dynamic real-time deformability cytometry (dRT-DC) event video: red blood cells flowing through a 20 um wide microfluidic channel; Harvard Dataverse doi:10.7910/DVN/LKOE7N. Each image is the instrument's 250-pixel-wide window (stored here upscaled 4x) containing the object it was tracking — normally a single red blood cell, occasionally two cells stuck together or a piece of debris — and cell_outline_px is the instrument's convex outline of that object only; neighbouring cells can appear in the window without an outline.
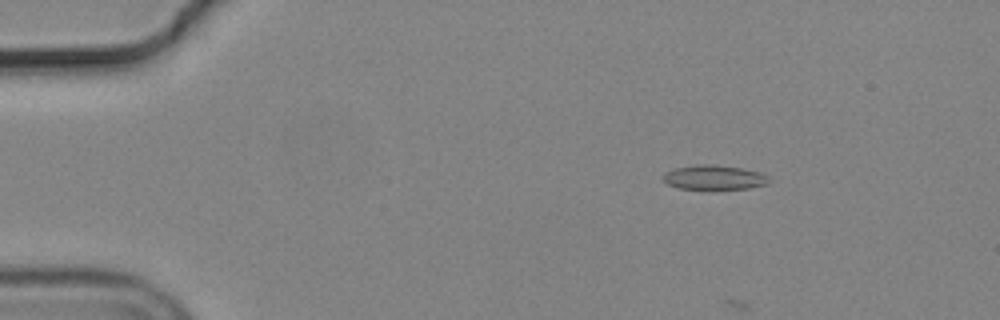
{"species": "common noctule bat (a hibernating species)", "species_latin": "Nyctalus noctula", "temperature_condition": "cold", "stored_images_in_passage": 11, "camera_frame_rate_fps": 3000, "um_per_image_px": 0.085, "animal": {"sex": "male", "body_mass_g": 19.2, "forearm_length_mm": 51.8}, "frame": {"image": 1, "passage_image": 7, "time_ms": 2.0, "image_size_px": [1000, 320], "cell_outline_px": [[772, 180], [764, 184], [748, 188], [712, 192], [680, 188], [668, 184], [664, 180], [664, 172], [676, 168], [696, 164], [712, 164], [744, 168], [764, 172]], "centroid_in_image_um": [60.75, 15.11], "position_along_channel_um": 24.3, "area_um2": 15.95}}